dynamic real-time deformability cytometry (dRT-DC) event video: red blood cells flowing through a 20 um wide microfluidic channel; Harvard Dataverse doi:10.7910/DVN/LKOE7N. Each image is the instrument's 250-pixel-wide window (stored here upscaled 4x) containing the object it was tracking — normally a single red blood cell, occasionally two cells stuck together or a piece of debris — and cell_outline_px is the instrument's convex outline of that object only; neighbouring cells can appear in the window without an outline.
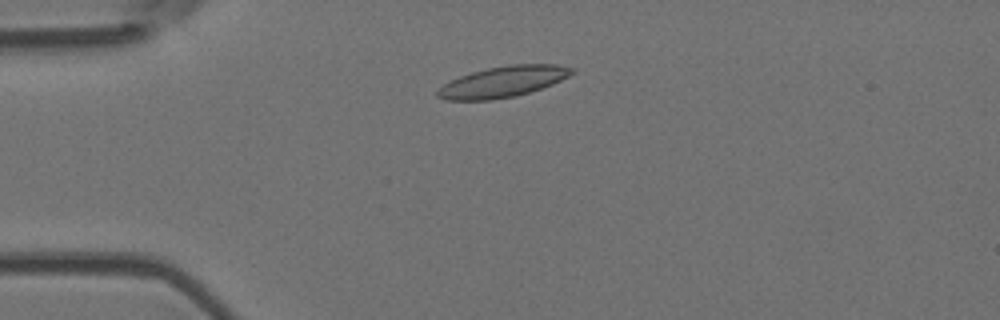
{"species": "Egyptian fruit bat (a non-hibernating species)", "species_latin": "Rousettus aegyptiacus", "temperature_condition": "room temperature", "stored_images_in_passage": 3, "camera_frame_rate_fps": 3000, "um_per_image_px": 0.085, "animal": {"sex": "female"}, "frame": {"image": 1, "passage_image": 2, "time_ms": 1.333, "image_size_px": [1000, 320], "cell_outline_px": [[576, 72], [552, 84], [516, 96], [492, 100], [444, 100], [436, 96], [436, 92], [444, 84], [460, 76], [472, 72], [488, 68], [508, 64], [556, 64], [576, 68]], "centroid_in_image_um": [42.77, 6.94], "position_along_channel_um": 42.2, "area_um2": 24.16}}